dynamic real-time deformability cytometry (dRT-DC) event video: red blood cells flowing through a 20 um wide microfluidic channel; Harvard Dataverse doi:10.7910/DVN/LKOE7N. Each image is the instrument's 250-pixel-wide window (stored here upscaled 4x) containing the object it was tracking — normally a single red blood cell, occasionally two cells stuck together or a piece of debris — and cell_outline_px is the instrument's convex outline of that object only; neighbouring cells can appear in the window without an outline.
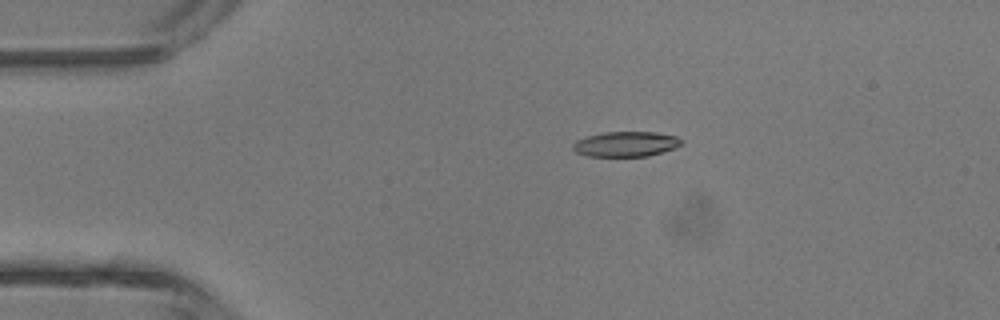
{"species": "common noctule bat (a hibernating species)", "species_latin": "Nyctalus noctula", "temperature_condition": "room temperature", "stored_images_in_passage": 2, "camera_frame_rate_fps": 3000, "um_per_image_px": 0.085, "animal": {"sex": "male", "body_mass_g": 13.3}, "frame": {"image": 1, "passage_image": 1, "time_ms": 0.0, "image_size_px": [1000, 320], "cell_outline_px": [[684, 140], [676, 148], [648, 156], [588, 156], [576, 152], [572, 148], [572, 144], [576, 140], [588, 136], [604, 132], [656, 132], [676, 136]], "centroid_in_image_um": [53.21, 12.24], "position_along_channel_um": 31.8, "area_um2": 15.9}}